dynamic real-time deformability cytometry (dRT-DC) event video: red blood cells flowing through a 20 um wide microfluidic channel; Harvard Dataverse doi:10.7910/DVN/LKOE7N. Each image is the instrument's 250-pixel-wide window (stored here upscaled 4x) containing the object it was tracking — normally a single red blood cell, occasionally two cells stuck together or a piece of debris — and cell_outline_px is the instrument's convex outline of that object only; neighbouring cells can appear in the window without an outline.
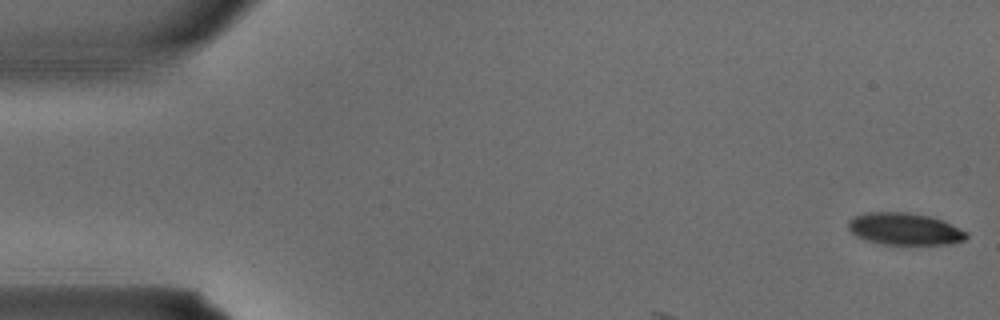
{"species": "common noctule bat (a hibernating species)", "species_latin": "Nyctalus noctula", "temperature_condition": "warm", "stored_images_in_passage": 3, "camera_frame_rate_fps": 3000, "um_per_image_px": 0.085, "animal": {"sex": "male", "body_mass_g": 15.6}, "frame": {"image": 1, "passage_image": 1, "time_ms": 0.0, "image_size_px": [1000, 320], "cell_outline_px": [[968, 236], [964, 240], [948, 244], [880, 244], [856, 236], [848, 228], [848, 220], [852, 216], [864, 212], [908, 212], [932, 216], [944, 220], [968, 232]], "centroid_in_image_um": [76.89, 19.44], "position_along_channel_um": 8.1, "area_um2": 22.31}}